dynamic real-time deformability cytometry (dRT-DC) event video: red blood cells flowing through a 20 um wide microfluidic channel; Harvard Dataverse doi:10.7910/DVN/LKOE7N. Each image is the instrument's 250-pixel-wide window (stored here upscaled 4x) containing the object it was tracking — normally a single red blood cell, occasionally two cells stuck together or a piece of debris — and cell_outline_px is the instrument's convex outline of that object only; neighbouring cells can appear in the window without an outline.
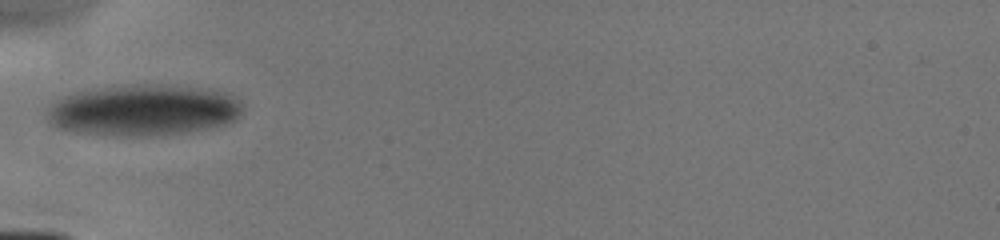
{"species": "human", "species_latin": "Homo sapiens", "temperature_condition": "cold", "stored_images_in_passage": 5, "camera_frame_rate_fps": 3000, "um_per_image_px": 0.085, "donor": {"sex": "male"}, "frame": {"image": 1, "passage_image": 1, "time_ms": 0.0, "image_size_px": [1000, 240], "cell_outline_px": [[244, 108], [240, 116], [236, 120], [212, 128], [188, 132], [160, 136], [116, 136], [72, 132], [56, 128], [48, 120], [48, 108], [56, 100], [72, 92], [100, 88], [136, 84], [160, 84], [208, 88], [232, 92], [244, 104]], "centroid_in_image_um": [12.27, 9.37], "position_along_channel_um": 72.7, "area_um2": 59.65}}
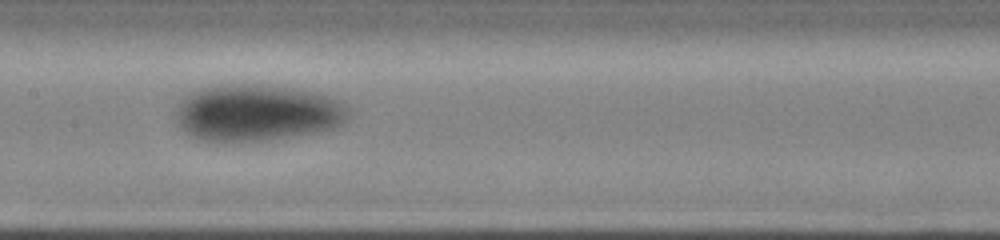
{"frame": {"image": 2, "passage_image": 4, "time_ms": 2.667, "image_size_px": [1000, 240], "cell_outline_px": [[348, 120], [332, 128], [292, 136], [268, 140], [200, 140], [188, 136], [176, 124], [176, 104], [184, 96], [192, 92], [216, 84], [256, 84], [292, 88], [312, 92], [328, 96], [344, 104], [348, 108]], "centroid_in_image_um": [21.77, 9.57], "position_along_channel_um": 185.6, "area_um2": 56.82}}